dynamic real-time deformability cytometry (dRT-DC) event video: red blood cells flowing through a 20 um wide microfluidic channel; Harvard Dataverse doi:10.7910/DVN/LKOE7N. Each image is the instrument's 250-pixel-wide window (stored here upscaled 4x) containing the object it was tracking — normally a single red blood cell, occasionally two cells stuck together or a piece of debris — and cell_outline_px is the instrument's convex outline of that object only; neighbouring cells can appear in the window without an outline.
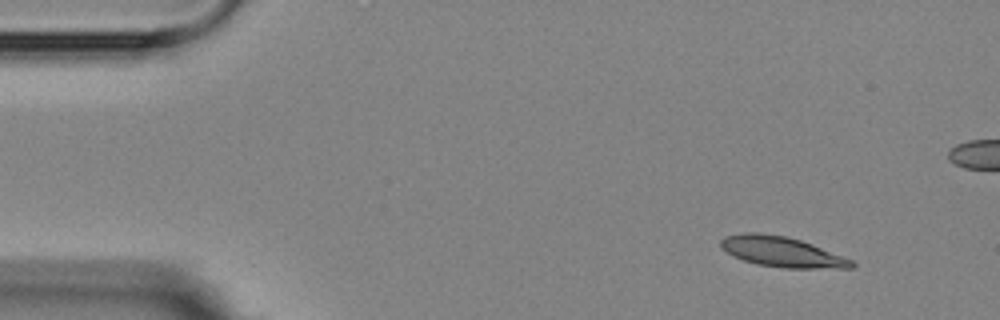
{"species": "Egyptian fruit bat (a non-hibernating species)", "species_latin": "Rousettus aegyptiacus", "temperature_condition": "room temperature", "stored_images_in_passage": 4, "camera_frame_rate_fps": 3000, "um_per_image_px": 0.085, "animal": {"sex": "female"}, "frame": {"image": 1, "passage_image": 1, "time_ms": 0.0, "image_size_px": [1000, 320], "cell_outline_px": [[856, 264], [852, 268], [784, 268], [756, 264], [744, 260], [720, 248], [720, 240], [724, 236], [748, 232], [760, 232], [788, 236], [812, 244], [852, 260]], "centroid_in_image_um": [66.44, 21.39], "position_along_channel_um": 18.6, "area_um2": 23.0}}